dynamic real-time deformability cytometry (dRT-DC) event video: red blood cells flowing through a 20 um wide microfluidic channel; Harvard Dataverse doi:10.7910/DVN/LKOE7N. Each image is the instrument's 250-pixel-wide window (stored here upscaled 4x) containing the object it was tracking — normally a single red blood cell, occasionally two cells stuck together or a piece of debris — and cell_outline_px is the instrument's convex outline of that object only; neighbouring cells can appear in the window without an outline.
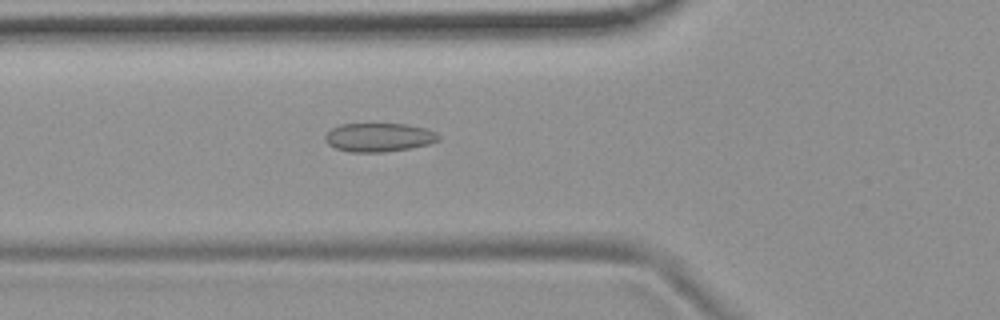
{"species": "common noctule bat (a hibernating species)", "species_latin": "Nyctalus noctula", "temperature_condition": "room temperature", "stored_images_in_passage": 47, "camera_frame_rate_fps": 3000, "um_per_image_px": 0.085, "animal": {"sex": "female", "body_mass_g": 19.9}, "frame": {"image": 1, "passage_image": 13, "time_ms": 4.0, "image_size_px": [1000, 320], "cell_outline_px": [[440, 140], [428, 144], [408, 148], [384, 152], [352, 152], [336, 148], [328, 144], [324, 140], [324, 136], [332, 128], [340, 124], [408, 124], [424, 128], [436, 132], [440, 136]], "centroid_in_image_um": [32.2, 11.67], "position_along_channel_um": 93.6, "area_um2": 18.9}}
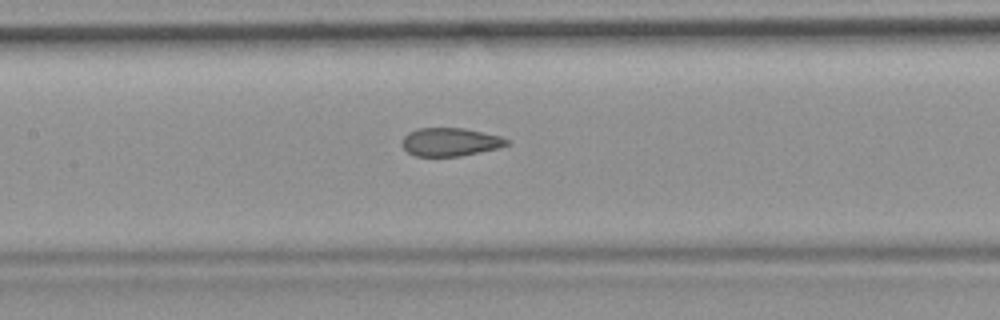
{"frame": {"image": 2, "passage_image": 19, "time_ms": 6.0, "image_size_px": [1000, 320], "cell_outline_px": [[508, 144], [500, 148], [460, 156], [416, 156], [408, 152], [404, 148], [404, 136], [408, 132], [416, 128], [464, 128], [500, 136], [508, 140]], "centroid_in_image_um": [38.28, 12.06], "position_along_channel_um": 169.1, "area_um2": 17.11}}
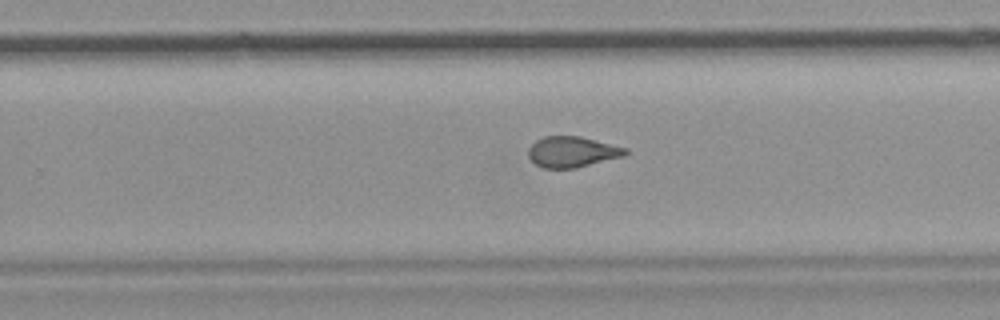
{"frame": {"image": 3, "passage_image": 28, "time_ms": 9.0, "image_size_px": [1000, 320], "cell_outline_px": [[628, 152], [624, 156], [576, 168], [544, 168], [536, 164], [528, 156], [528, 148], [536, 140], [544, 136], [580, 136], [628, 148]], "centroid_in_image_um": [48.64, 12.9], "position_along_channel_um": 281.2, "area_um2": 17.4}, "authors_computed_cell_mechanics": {"area_um2": 18.0914, "velocity_mm_per_s": 3.7636, "shape_relaxation_time_tau1_ms": null, "shape_relaxation_time_tau2_ms": 1.3631, "deformation_change_tau1": null, "deformation_change_tau2": 0.0704}}